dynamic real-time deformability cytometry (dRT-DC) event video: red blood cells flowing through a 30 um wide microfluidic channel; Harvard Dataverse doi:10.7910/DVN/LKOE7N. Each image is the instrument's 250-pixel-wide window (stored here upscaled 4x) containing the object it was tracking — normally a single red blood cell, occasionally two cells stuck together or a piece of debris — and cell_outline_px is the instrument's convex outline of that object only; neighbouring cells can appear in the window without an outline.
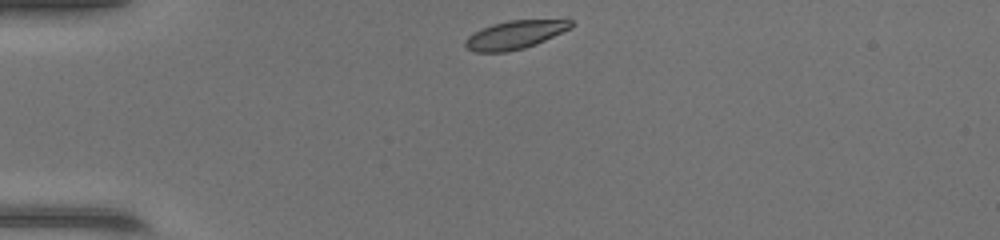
{"species": "common noctule bat (a hibernating species)", "species_latin": "Nyctalus noctula", "temperature_condition": "warm", "stored_images_in_passage": 37, "camera_frame_rate_fps": 3000, "um_per_image_px": 0.085, "animal": {"sex": "female", "body_mass_g": 17.0, "forearm_length_mm": 48.0}, "frame": {"image": 1, "passage_image": 1, "time_ms": 0.0, "image_size_px": [1000, 240], "cell_outline_px": [[572, 28], [536, 44], [524, 48], [504, 52], [476, 52], [468, 48], [464, 44], [464, 40], [468, 36], [492, 24], [508, 20], [564, 16], [568, 16], [572, 20]], "centroid_in_image_um": [43.93, 2.89], "position_along_channel_um": 41.1, "area_um2": 18.21}}
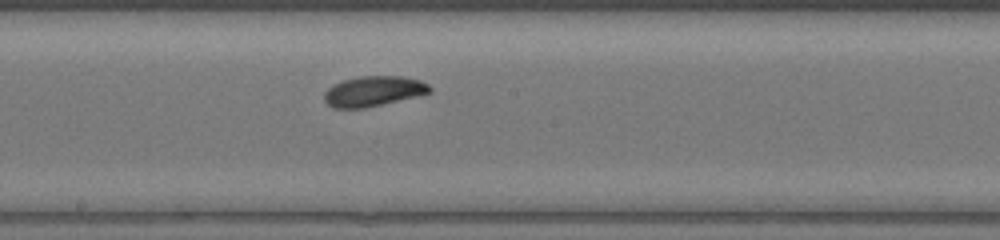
{"frame": {"image": 2, "passage_image": 16, "time_ms": 5.0, "image_size_px": [1000, 240], "cell_outline_px": [[432, 92], [416, 96], [364, 108], [332, 108], [324, 100], [324, 92], [332, 84], [344, 80], [360, 76], [400, 76], [420, 80], [428, 84], [432, 88]], "centroid_in_image_um": [31.72, 7.75], "position_along_channel_um": 216.5, "area_um2": 18.5}}
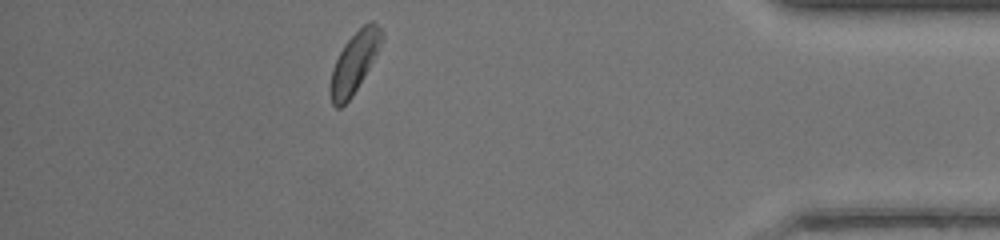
{"frame": {"image": 3, "passage_image": 32, "time_ms": 10.333, "image_size_px": [1000, 240], "cell_outline_px": [[384, 36], [376, 56], [352, 96], [340, 108], [336, 108], [332, 104], [328, 92], [328, 88], [332, 68], [344, 44], [364, 24], [372, 20], [380, 28]], "centroid_in_image_um": [30.09, 5.35], "position_along_channel_um": 405.1, "area_um2": 18.09}, "authors_computed_cell_mechanics": {"area_um2": 18.207, "velocity_mm_per_s": 4.3136, "shape_relaxation_time_tau1_ms": 1.7483, "shape_relaxation_time_tau2_ms": null, "deformation_change_tau1": 0.1071, "deformation_change_tau2": null}}